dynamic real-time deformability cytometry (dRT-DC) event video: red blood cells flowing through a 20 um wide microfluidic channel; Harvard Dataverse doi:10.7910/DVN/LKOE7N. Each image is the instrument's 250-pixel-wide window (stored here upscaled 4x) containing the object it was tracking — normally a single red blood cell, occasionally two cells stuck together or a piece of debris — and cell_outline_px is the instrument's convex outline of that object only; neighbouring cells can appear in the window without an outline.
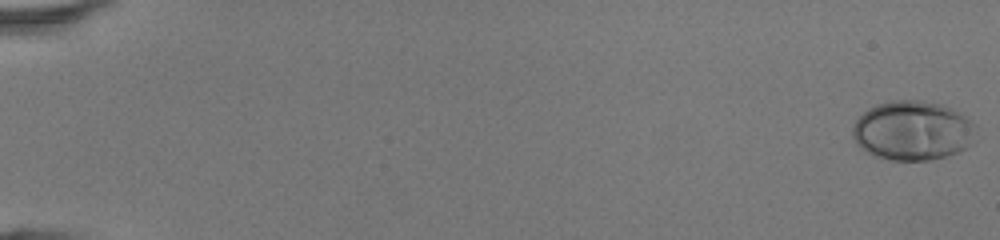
{"species": "human", "species_latin": "Homo sapiens", "temperature_condition": "room temperature", "stored_images_in_passage": 6, "camera_frame_rate_fps": 3000, "um_per_image_px": 0.085, "donor": {"sex": "female"}, "frame": {"image": 1, "passage_image": 1, "time_ms": 0.0, "image_size_px": [1000, 240], "cell_outline_px": [[964, 120], [960, 148], [944, 156], [924, 160], [892, 160], [880, 156], [864, 148], [856, 140], [852, 132], [856, 120], [864, 112], [880, 104], [900, 100], [904, 100], [932, 104], [944, 108], [960, 116]], "centroid_in_image_um": [77.28, 11.11], "position_along_channel_um": 7.7, "area_um2": 38.15}}